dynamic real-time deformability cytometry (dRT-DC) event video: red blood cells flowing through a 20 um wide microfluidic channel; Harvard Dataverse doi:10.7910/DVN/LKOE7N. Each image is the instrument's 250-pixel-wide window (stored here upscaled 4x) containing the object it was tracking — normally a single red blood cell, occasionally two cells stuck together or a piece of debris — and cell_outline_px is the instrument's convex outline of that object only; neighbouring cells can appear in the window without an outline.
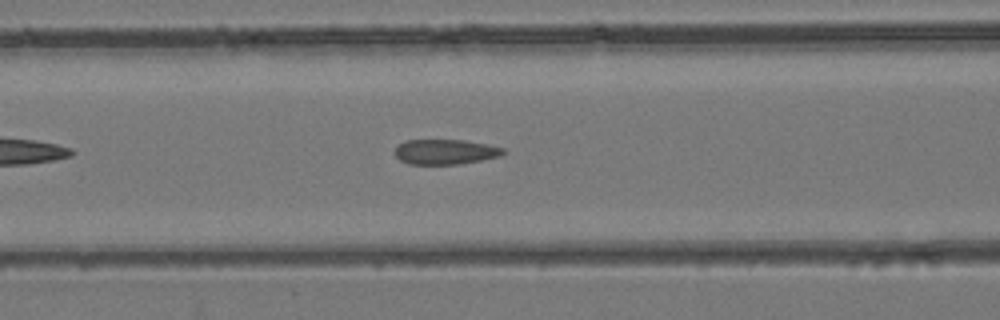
{"species": "common noctule bat (a hibernating species)", "species_latin": "Nyctalus noctula", "temperature_condition": "room temperature", "stored_images_in_passage": 29, "camera_frame_rate_fps": 3000, "um_per_image_px": 0.085, "animal": {"sex": "female", "body_mass_g": 24.6, "forearm_length_mm": 56.2}, "frame": {"image": 1, "passage_image": 6, "time_ms": 1.667, "image_size_px": [1000, 320], "cell_outline_px": [[508, 152], [500, 156], [480, 160], [456, 164], [408, 164], [400, 160], [396, 156], [396, 148], [404, 140], [464, 140], [488, 144], [504, 148]], "centroid_in_image_um": [37.88, 12.9], "position_along_channel_um": 128.7, "area_um2": 15.78}}
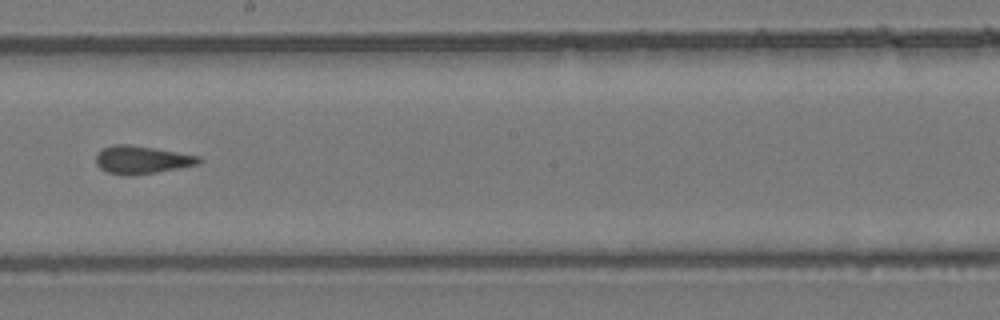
{"frame": {"image": 2, "passage_image": 13, "time_ms": 4.0, "image_size_px": [1000, 320], "cell_outline_px": [[200, 160], [196, 164], [156, 172], [132, 176], [128, 176], [108, 172], [100, 168], [96, 164], [96, 156], [104, 148], [116, 144], [128, 144], [200, 156]], "centroid_in_image_um": [12.0, 13.59], "position_along_channel_um": 236.2, "area_um2": 16.3}}
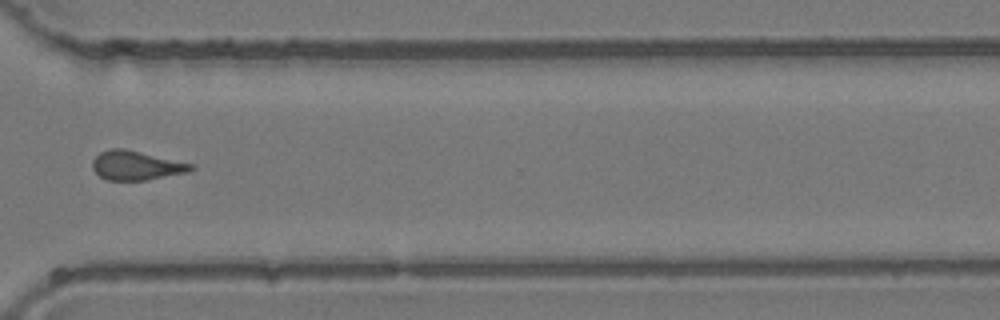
{"frame": {"image": 3, "passage_image": 21, "time_ms": 6.667, "image_size_px": [1000, 320], "cell_outline_px": [[196, 168], [188, 172], [144, 180], [108, 180], [100, 176], [92, 168], [92, 160], [100, 152], [112, 148], [124, 148], [196, 164]], "centroid_in_image_um": [11.61, 14.05], "position_along_channel_um": 359.0, "area_um2": 16.82}}